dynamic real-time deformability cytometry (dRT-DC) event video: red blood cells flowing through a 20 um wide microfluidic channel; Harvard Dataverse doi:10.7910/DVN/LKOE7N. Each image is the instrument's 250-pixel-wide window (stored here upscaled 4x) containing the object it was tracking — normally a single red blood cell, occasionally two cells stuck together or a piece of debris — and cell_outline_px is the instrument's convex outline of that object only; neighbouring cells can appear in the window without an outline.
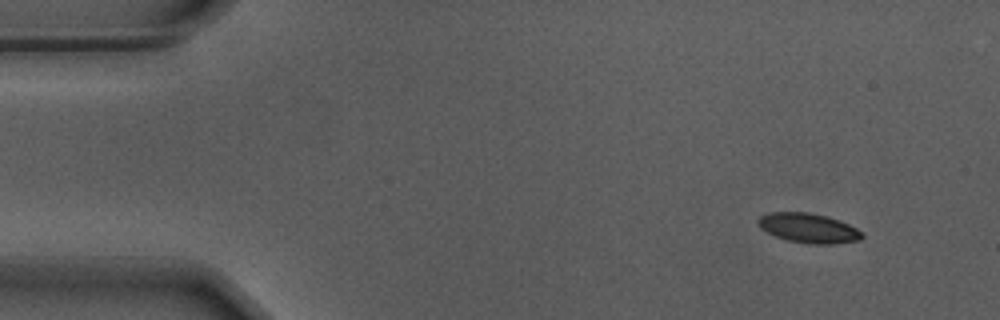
{"species": "Egyptian fruit bat (a non-hibernating species)", "species_latin": "Rousettus aegyptiacus", "temperature_condition": "warm", "stored_images_in_passage": 29, "camera_frame_rate_fps": 3000, "um_per_image_px": 0.085, "animal": {"sex": "male"}, "frame": {"image": 1, "passage_image": 4, "time_ms": 1.0, "image_size_px": [1000, 320], "cell_outline_px": [[864, 236], [860, 240], [832, 244], [808, 244], [788, 240], [776, 236], [760, 228], [756, 220], [760, 216], [768, 212], [808, 212], [828, 216], [840, 220], [856, 228]], "centroid_in_image_um": [68.71, 19.38], "position_along_channel_um": 16.3, "area_um2": 17.98}}
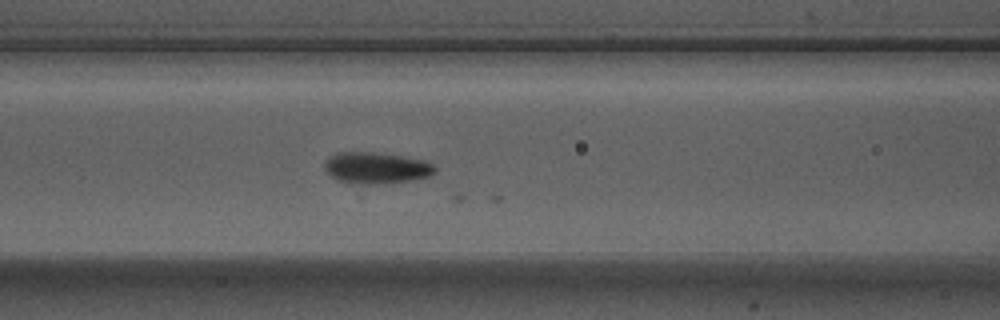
{"frame": {"image": 2, "passage_image": 22, "time_ms": 7.0, "image_size_px": [1000, 320], "cell_outline_px": [[436, 172], [428, 176], [408, 180], [368, 184], [364, 184], [340, 180], [332, 176], [324, 168], [324, 164], [328, 156], [336, 152], [372, 152], [404, 156], [424, 160], [432, 164], [436, 168]], "centroid_in_image_um": [31.97, 14.24], "position_along_channel_um": 134.6, "area_um2": 19.83}}
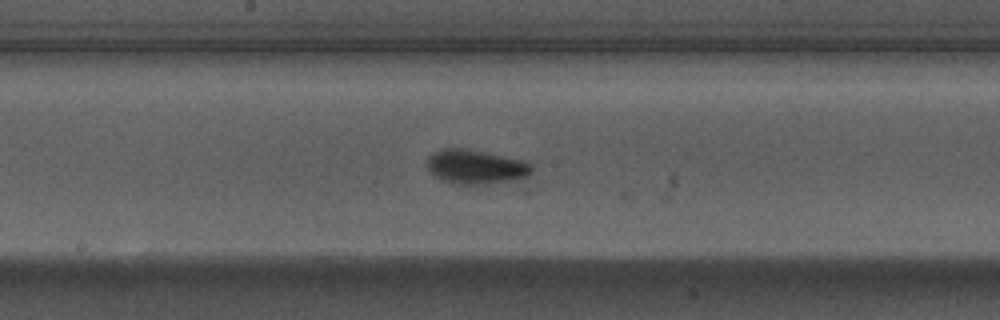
{"frame": {"image": 3, "passage_image": 28, "time_ms": 9.0, "image_size_px": [1000, 320], "cell_outline_px": [[532, 172], [520, 184], [452, 184], [436, 176], [428, 168], [428, 156], [432, 152], [444, 148], [460, 148], [524, 160], [532, 164]], "centroid_in_image_um": [40.57, 14.23], "position_along_channel_um": 207.6, "area_um2": 21.44}}